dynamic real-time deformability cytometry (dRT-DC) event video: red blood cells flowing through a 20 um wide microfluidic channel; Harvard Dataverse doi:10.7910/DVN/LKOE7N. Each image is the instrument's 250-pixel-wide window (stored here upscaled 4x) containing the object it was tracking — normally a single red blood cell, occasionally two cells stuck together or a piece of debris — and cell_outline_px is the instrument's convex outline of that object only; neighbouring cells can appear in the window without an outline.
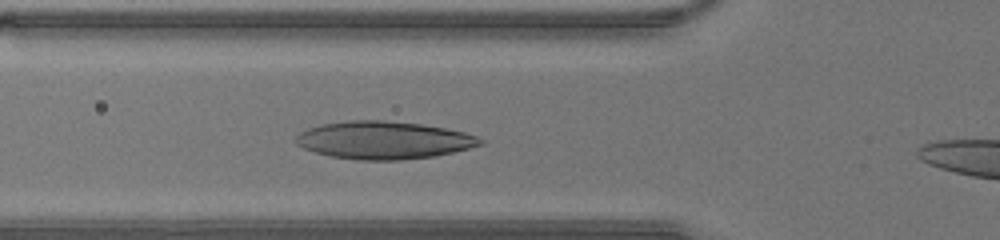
{"species": "human", "species_latin": "Homo sapiens", "temperature_condition": "warm", "stored_images_in_passage": 28, "camera_frame_rate_fps": 3000, "um_per_image_px": 0.085, "donor": {"sex": "male"}, "frame": {"image": 1, "passage_image": 5, "time_ms": 1.333, "image_size_px": [1000, 240], "cell_outline_px": [[484, 144], [436, 156], [400, 160], [360, 160], [332, 156], [316, 152], [304, 148], [296, 144], [296, 136], [300, 132], [308, 128], [324, 124], [348, 120], [384, 120], [420, 124], [444, 128], [464, 132], [476, 136], [484, 140]], "centroid_in_image_um": [32.63, 11.91], "position_along_channel_um": 93.2, "area_um2": 40.29}}
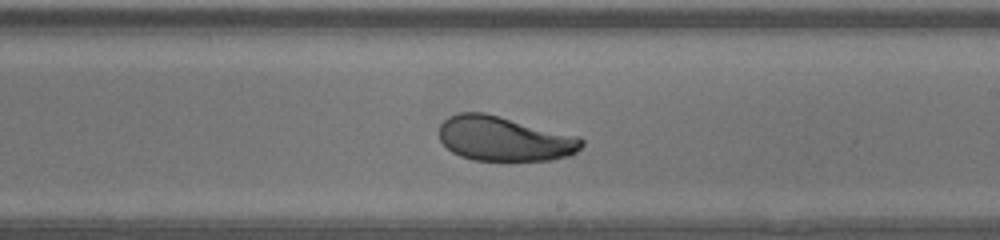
{"frame": {"image": 2, "passage_image": 15, "time_ms": 4.667, "image_size_px": [1000, 240], "cell_outline_px": [[584, 144], [572, 156], [552, 160], [472, 160], [460, 156], [452, 152], [440, 140], [440, 124], [448, 116], [460, 112], [484, 112], [580, 136], [584, 140]], "centroid_in_image_um": [42.89, 11.79], "position_along_channel_um": 246.1, "area_um2": 37.34}}
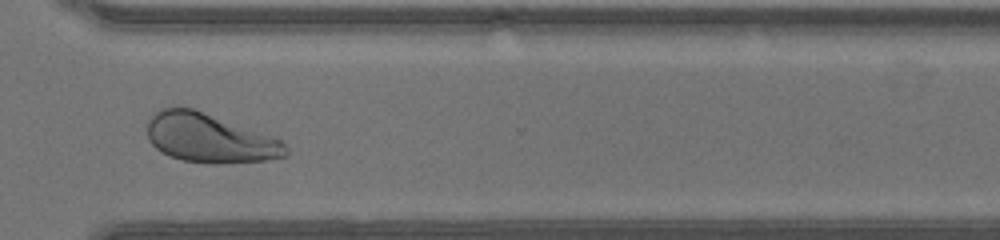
{"frame": {"image": 3, "passage_image": 22, "time_ms": 7.0, "image_size_px": [1000, 240], "cell_outline_px": [[288, 156], [268, 160], [216, 164], [212, 164], [184, 160], [160, 152], [148, 140], [148, 116], [160, 108], [192, 108], [276, 136], [288, 148]], "centroid_in_image_um": [17.84, 11.74], "position_along_channel_um": 352.8, "area_um2": 39.88}}